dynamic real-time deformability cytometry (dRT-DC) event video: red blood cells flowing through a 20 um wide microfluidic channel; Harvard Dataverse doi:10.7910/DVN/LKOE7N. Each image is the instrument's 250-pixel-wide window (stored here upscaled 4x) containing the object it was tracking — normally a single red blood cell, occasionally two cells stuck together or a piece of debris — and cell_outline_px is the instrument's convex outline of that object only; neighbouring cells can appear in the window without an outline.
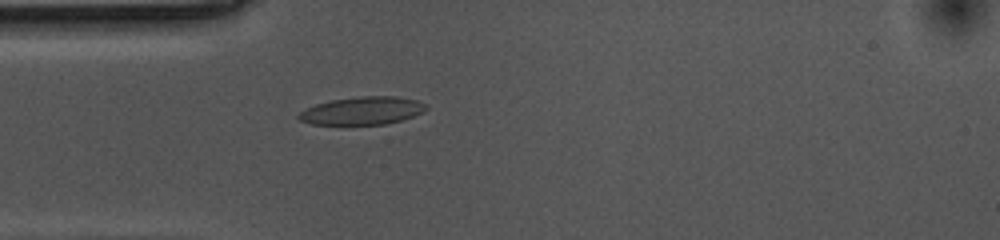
{"species": "common noctule bat (a hibernating species)", "species_latin": "Nyctalus noctula", "temperature_condition": "cold", "stored_images_in_passage": 42, "camera_frame_rate_fps": 3000, "um_per_image_px": 0.085, "animal": {"sex": "female", "body_mass_g": 10.0, "forearm_length_mm": 53.1}, "frame": {"image": 1, "passage_image": 1, "time_ms": 0.0, "image_size_px": [1000, 240], "cell_outline_px": [[428, 108], [424, 112], [400, 120], [384, 124], [312, 124], [300, 120], [296, 116], [304, 108], [316, 104], [332, 100], [360, 96], [396, 96], [416, 100], [428, 104]], "centroid_in_image_um": [30.81, 9.4], "position_along_channel_um": 54.2, "area_um2": 20.63}}
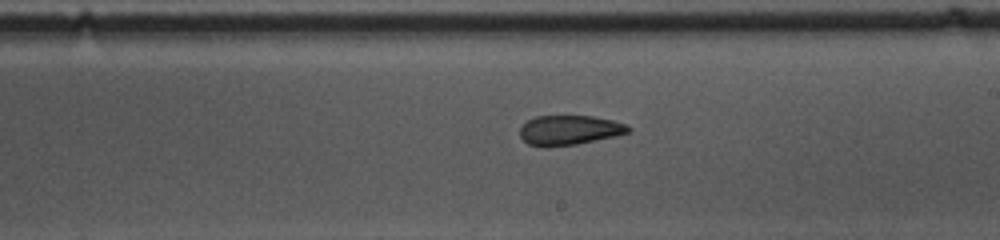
{"frame": {"image": 2, "passage_image": 17, "time_ms": 5.333, "image_size_px": [1000, 240], "cell_outline_px": [[632, 132], [616, 136], [576, 144], [548, 148], [540, 148], [528, 144], [520, 136], [520, 128], [528, 120], [536, 116], [592, 116], [612, 120], [628, 124], [632, 128]], "centroid_in_image_um": [48.42, 11.08], "position_along_channel_um": 240.6, "area_um2": 19.07}}
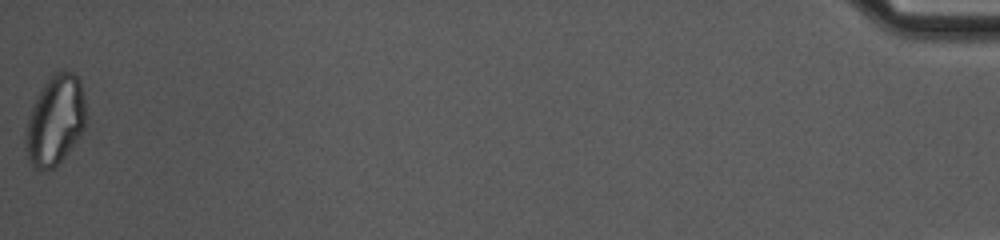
{"frame": {"image": 3, "passage_image": 42, "time_ms": 13.667, "image_size_px": [1000, 240], "cell_outline_px": [[88, 116], [84, 128], [80, 136], [64, 156], [52, 168], [36, 168], [28, 160], [24, 140], [24, 136], [28, 116], [36, 96], [52, 72], [72, 72], [80, 80]], "centroid_in_image_um": [4.69, 10.2], "position_along_channel_um": 430.5, "area_um2": 31.56}, "authors_computed_cell_mechanics": {"area_um2": 20.23, "velocity_mm_per_s": 3.5415, "shape_relaxation_time_tau1_ms": null, "shape_relaxation_time_tau2_ms": 3.6187, "deformation_change_tau1": null, "deformation_change_tau2": 0.0899}}